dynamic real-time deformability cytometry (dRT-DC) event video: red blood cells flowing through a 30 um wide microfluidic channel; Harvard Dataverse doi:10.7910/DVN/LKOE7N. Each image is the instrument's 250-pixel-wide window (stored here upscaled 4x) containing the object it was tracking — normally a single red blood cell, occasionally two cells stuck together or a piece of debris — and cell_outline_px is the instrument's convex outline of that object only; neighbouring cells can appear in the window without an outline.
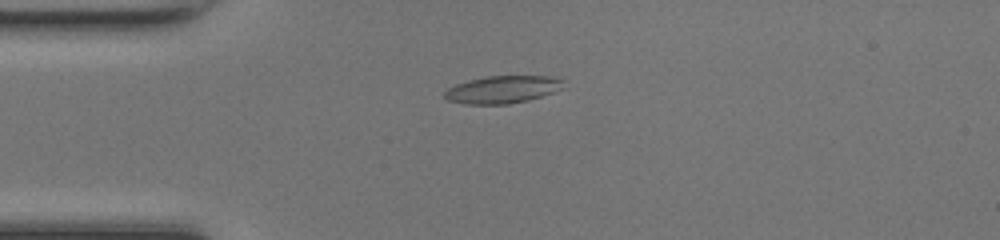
{"species": "common noctule bat (a hibernating species)", "species_latin": "Nyctalus noctula", "temperature_condition": "room temperature", "stored_images_in_passage": 26, "camera_frame_rate_fps": 3000, "um_per_image_px": 0.085, "animal": {"sex": "female", "body_mass_g": 17.0, "forearm_length_mm": 48.0}, "frame": {"image": 1, "passage_image": 2, "time_ms": 0.333, "image_size_px": [1000, 240], "cell_outline_px": [[564, 88], [528, 100], [508, 104], [464, 104], [448, 100], [444, 96], [444, 92], [448, 88], [456, 84], [468, 80], [484, 76], [548, 76], [564, 80]], "centroid_in_image_um": [42.7, 7.6], "position_along_channel_um": 42.3, "area_um2": 19.02}}
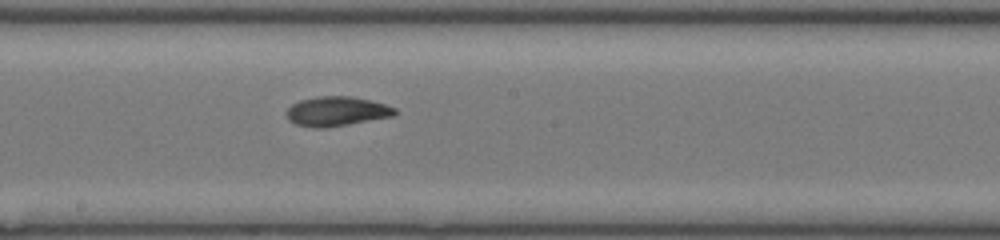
{"frame": {"image": 2, "passage_image": 16, "time_ms": 5.0, "image_size_px": [1000, 240], "cell_outline_px": [[396, 116], [324, 128], [316, 128], [296, 124], [288, 120], [288, 108], [292, 104], [300, 100], [320, 96], [352, 96], [384, 104], [396, 108]], "centroid_in_image_um": [28.64, 9.46], "position_along_channel_um": 219.6, "area_um2": 18.5}}
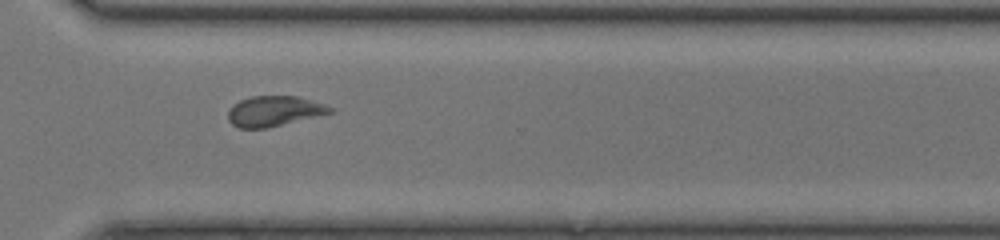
{"frame": {"image": 3, "passage_image": 25, "time_ms": 8.0, "image_size_px": [1000, 240], "cell_outline_px": [[332, 112], [264, 128], [240, 128], [232, 124], [228, 120], [228, 112], [232, 104], [240, 100], [252, 96], [296, 96], [324, 104], [332, 108]], "centroid_in_image_um": [23.23, 9.43], "position_along_channel_um": 347.4, "area_um2": 17.57}}